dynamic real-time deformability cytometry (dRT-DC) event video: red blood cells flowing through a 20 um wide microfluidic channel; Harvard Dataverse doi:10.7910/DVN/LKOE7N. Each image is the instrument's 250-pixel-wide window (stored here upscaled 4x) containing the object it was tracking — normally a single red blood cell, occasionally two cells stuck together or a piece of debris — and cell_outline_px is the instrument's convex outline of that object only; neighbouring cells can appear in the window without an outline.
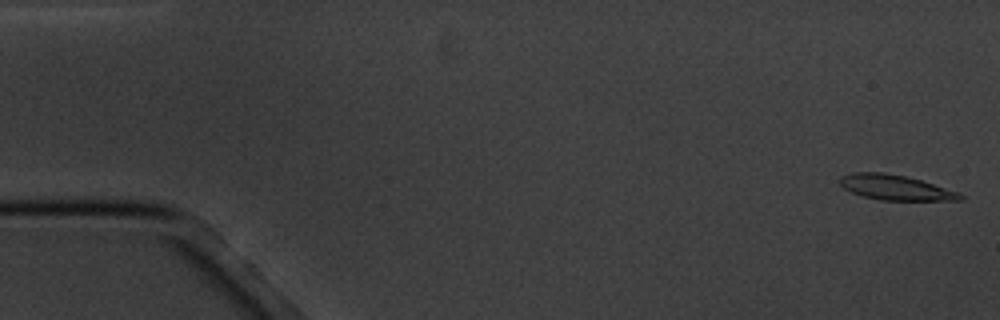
{"species": "common noctule bat (a hibernating species)", "species_latin": "Nyctalus noctula", "temperature_condition": "cold", "stored_images_in_passage": 5, "camera_frame_rate_fps": 3000, "um_per_image_px": 0.085, "animal": {"sex": "male", "body_mass_g": 20.1, "forearm_length_mm": 53.5}, "frame": {"image": 1, "passage_image": 1, "time_ms": 0.0, "image_size_px": [1000, 320], "cell_outline_px": [[964, 200], [880, 200], [860, 196], [844, 188], [840, 184], [840, 176], [852, 172], [884, 172], [904, 176], [920, 180], [956, 192], [964, 196]], "centroid_in_image_um": [76.04, 15.94], "position_along_channel_um": 9.0, "area_um2": 17.4}}
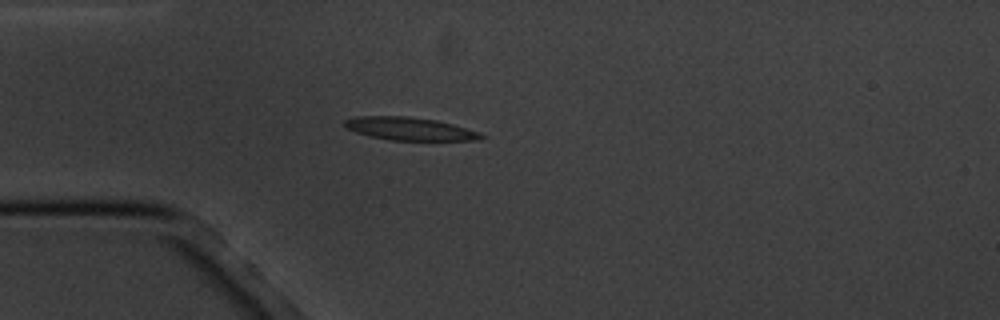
{"frame": {"image": 2, "passage_image": 5, "time_ms": 4.667, "image_size_px": [1000, 320], "cell_outline_px": [[484, 136], [480, 140], [388, 140], [368, 136], [344, 128], [344, 120], [356, 116], [408, 116], [436, 120], [452, 124], [480, 132]], "centroid_in_image_um": [34.77, 10.94], "position_along_channel_um": 50.2, "area_um2": 18.32}}